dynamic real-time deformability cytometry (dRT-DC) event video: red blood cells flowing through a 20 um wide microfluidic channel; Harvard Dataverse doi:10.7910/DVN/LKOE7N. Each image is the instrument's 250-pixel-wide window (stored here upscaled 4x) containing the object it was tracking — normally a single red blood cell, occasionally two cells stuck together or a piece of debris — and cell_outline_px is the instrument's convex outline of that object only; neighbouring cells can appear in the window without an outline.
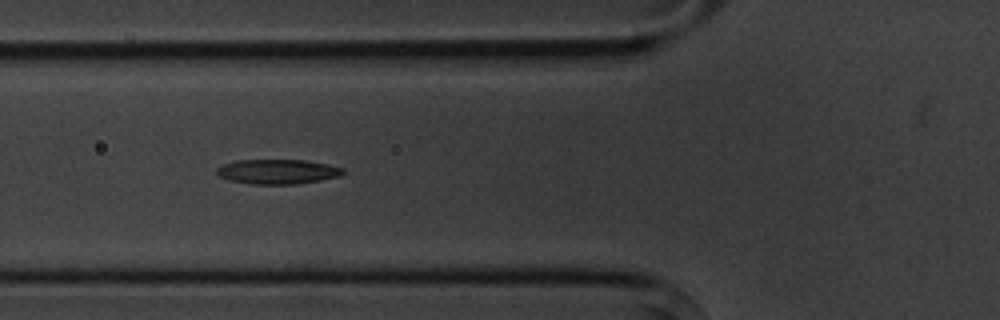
{"species": "common noctule bat (a hibernating species)", "species_latin": "Nyctalus noctula", "temperature_condition": "cold", "stored_images_in_passage": 10, "camera_frame_rate_fps": 3000, "um_per_image_px": 0.085, "animal": {"sex": "male", "body_mass_g": 20.1, "forearm_length_mm": 53.5}, "frame": {"image": 1, "passage_image": 6, "time_ms": 5.667, "image_size_px": [1000, 320], "cell_outline_px": [[344, 172], [340, 176], [320, 180], [296, 184], [252, 184], [232, 180], [220, 176], [216, 172], [216, 168], [224, 164], [236, 160], [304, 160], [328, 164], [344, 168]], "centroid_in_image_um": [23.62, 14.58], "position_along_channel_um": 102.2, "area_um2": 18.03}}
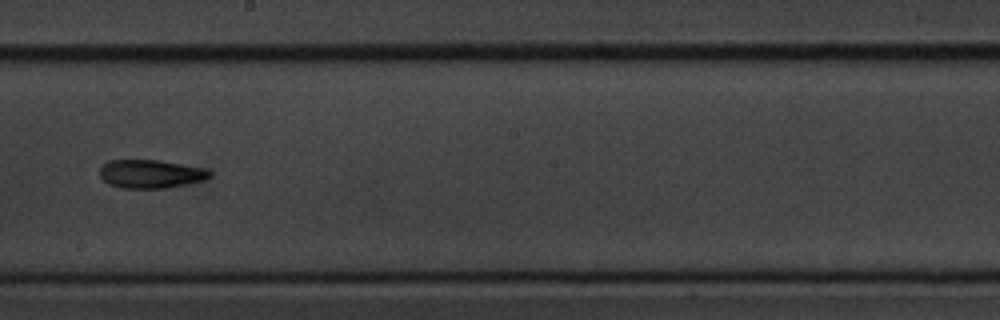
{"frame": {"image": 2, "passage_image": 9, "time_ms": 9.333, "image_size_px": [1000, 320], "cell_outline_px": [[212, 176], [204, 180], [188, 184], [168, 188], [120, 188], [108, 184], [100, 176], [100, 168], [108, 160], [160, 160], [208, 168], [212, 172]], "centroid_in_image_um": [12.86, 14.78], "position_along_channel_um": 235.3, "area_um2": 18.55}}
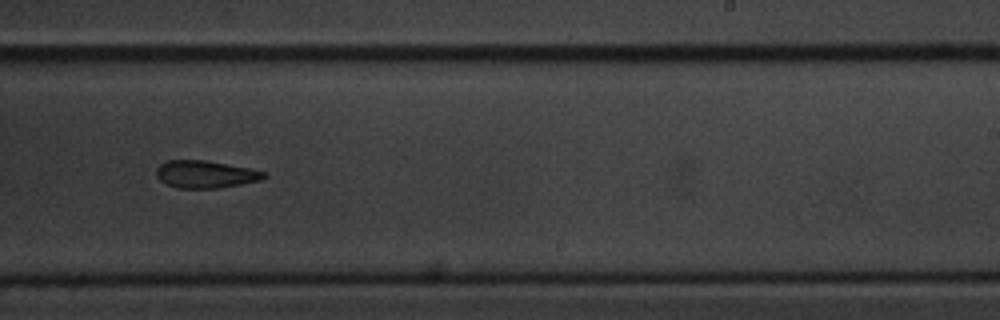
{"frame": {"image": 3, "passage_image": 10, "time_ms": 10.333, "image_size_px": [1000, 320], "cell_outline_px": [[268, 176], [260, 180], [240, 184], [216, 188], [176, 188], [160, 180], [156, 176], [156, 168], [160, 164], [168, 160], [208, 160], [248, 168], [264, 172]], "centroid_in_image_um": [17.43, 14.8], "position_along_channel_um": 271.6, "area_um2": 17.11}}